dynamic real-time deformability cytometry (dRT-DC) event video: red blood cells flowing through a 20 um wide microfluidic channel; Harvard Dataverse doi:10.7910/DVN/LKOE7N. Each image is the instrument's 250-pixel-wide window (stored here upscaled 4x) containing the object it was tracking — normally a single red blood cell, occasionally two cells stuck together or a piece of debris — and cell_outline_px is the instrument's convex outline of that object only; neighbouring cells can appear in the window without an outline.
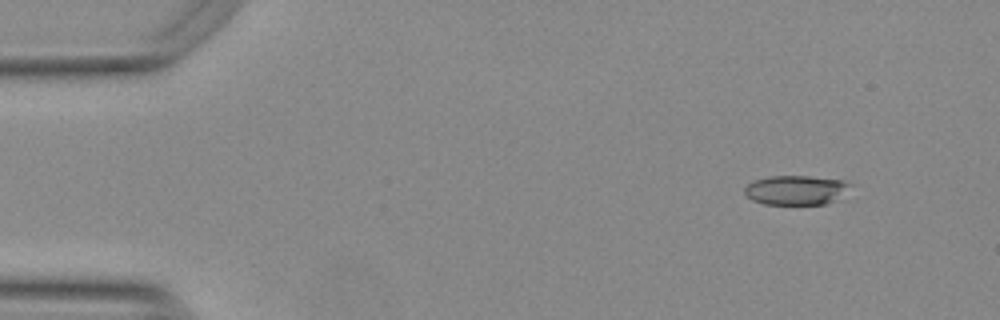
{"species": "Egyptian fruit bat (a non-hibernating species)", "species_latin": "Rousettus aegyptiacus", "temperature_condition": "warm", "stored_images_in_passage": 51, "camera_frame_rate_fps": 3000, "um_per_image_px": 0.085, "animal": {"sex": "female"}, "frame": {"image": 1, "passage_image": 2, "time_ms": 0.333, "image_size_px": [1000, 320], "cell_outline_px": [[852, 184], [832, 200], [824, 204], [764, 204], [752, 200], [744, 192], [744, 188], [748, 184], [756, 180], [768, 176], [808, 176], [844, 180]], "centroid_in_image_um": [67.59, 16.14], "position_along_channel_um": 17.4, "area_um2": 17.69}}
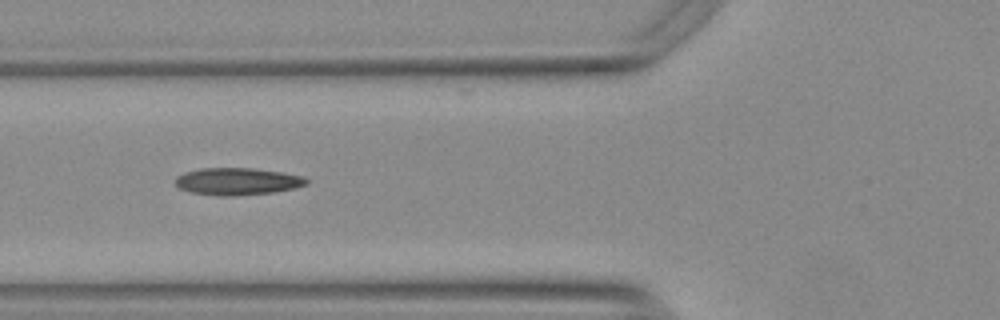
{"frame": {"image": 2, "passage_image": 17, "time_ms": 5.333, "image_size_px": [1000, 320], "cell_outline_px": [[308, 184], [292, 188], [272, 192], [232, 196], [220, 196], [192, 192], [180, 188], [176, 184], [176, 176], [184, 172], [200, 168], [252, 168], [280, 172], [300, 176], [308, 180]], "centroid_in_image_um": [20.13, 15.41], "position_along_channel_um": 105.7, "area_um2": 20.46}}
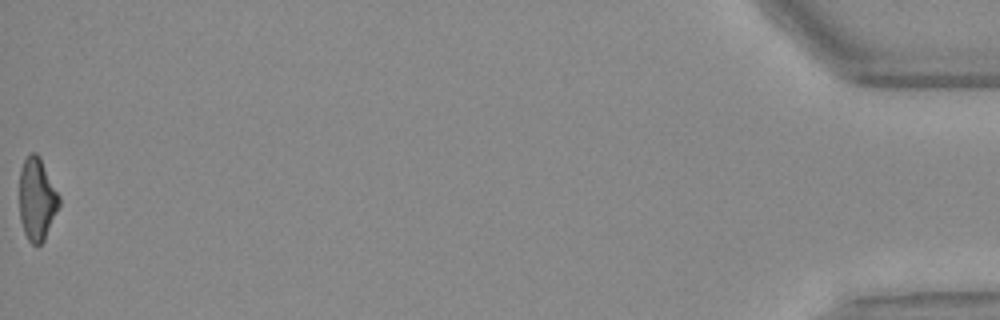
{"frame": {"image": 3, "passage_image": 51, "time_ms": 16.667, "image_size_px": [1000, 320], "cell_outline_px": [[60, 204], [44, 240], [40, 244], [32, 244], [28, 240], [24, 232], [20, 220], [20, 168], [24, 160], [32, 152], [36, 152], [40, 156], [60, 196]], "centroid_in_image_um": [3.14, 16.91], "position_along_channel_um": 432.1, "area_um2": 19.07}, "authors_computed_cell_mechanics": {"area_um2": 19.5942, "velocity_mm_per_s": 3.7807, "shape_relaxation_time_tau1_ms": null, "shape_relaxation_time_tau2_ms": 3.186, "deformation_change_tau1": null, "deformation_change_tau2": 0.1287}}